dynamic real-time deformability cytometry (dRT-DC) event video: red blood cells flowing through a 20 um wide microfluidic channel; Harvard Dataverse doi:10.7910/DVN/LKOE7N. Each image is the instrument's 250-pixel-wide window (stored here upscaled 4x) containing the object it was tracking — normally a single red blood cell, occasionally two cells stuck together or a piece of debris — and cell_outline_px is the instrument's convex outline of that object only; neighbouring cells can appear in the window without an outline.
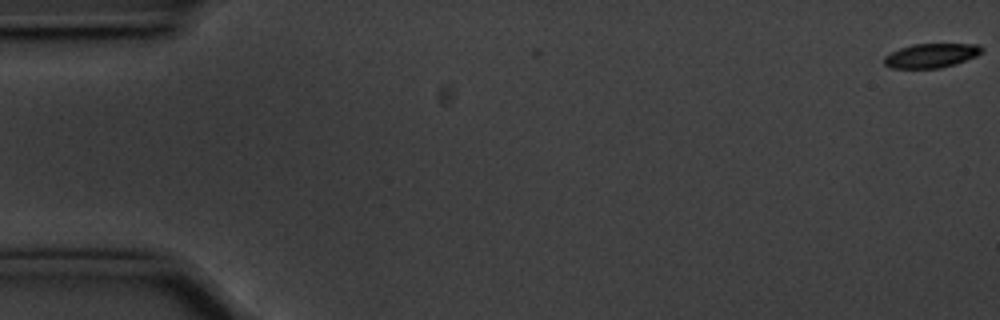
{"species": "common noctule bat (a hibernating species)", "species_latin": "Nyctalus noctula", "temperature_condition": "cold", "stored_images_in_passage": 57, "camera_frame_rate_fps": 3000, "um_per_image_px": 0.085, "animal": {"sex": "male", "body_mass_g": 20.1, "forearm_length_mm": 53.5}, "frame": {"image": 1, "passage_image": 1, "time_ms": 0.0, "image_size_px": [1000, 320], "cell_outline_px": [[984, 48], [976, 56], [940, 68], [892, 68], [884, 64], [884, 56], [900, 48], [916, 44], [980, 44]], "centroid_in_image_um": [79.14, 4.72], "position_along_channel_um": 5.9, "area_um2": 13.53}}
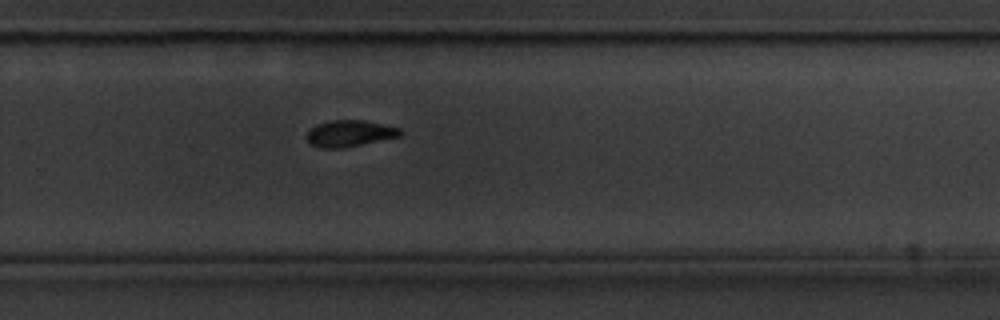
{"frame": {"image": 2, "passage_image": 38, "time_ms": 12.333, "image_size_px": [1000, 320], "cell_outline_px": [[404, 132], [400, 136], [344, 148], [320, 148], [312, 144], [304, 136], [316, 124], [328, 120], [364, 120], [400, 128]], "centroid_in_image_um": [29.71, 11.34], "position_along_channel_um": 300.1, "area_um2": 14.45}}
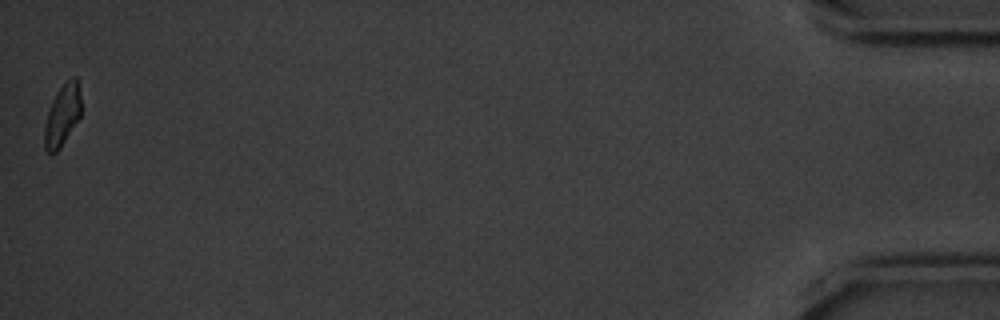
{"frame": {"image": 3, "passage_image": 57, "time_ms": 18.667, "image_size_px": [1000, 320], "cell_outline_px": [[80, 116], [60, 148], [52, 156], [44, 148], [44, 128], [48, 112], [52, 100], [56, 92], [72, 76], [76, 76], [80, 96]], "centroid_in_image_um": [5.27, 9.83], "position_along_channel_um": 429.9, "area_um2": 12.95}, "authors_computed_cell_mechanics": {"area_um2": 14.9124, "velocity_mm_per_s": 3.549, "shape_relaxation_time_tau1_ms": 3.101, "shape_relaxation_time_tau2_ms": 11.3296, "deformation_change_tau1": 0.1267, "deformation_change_tau2": 0.1577}}